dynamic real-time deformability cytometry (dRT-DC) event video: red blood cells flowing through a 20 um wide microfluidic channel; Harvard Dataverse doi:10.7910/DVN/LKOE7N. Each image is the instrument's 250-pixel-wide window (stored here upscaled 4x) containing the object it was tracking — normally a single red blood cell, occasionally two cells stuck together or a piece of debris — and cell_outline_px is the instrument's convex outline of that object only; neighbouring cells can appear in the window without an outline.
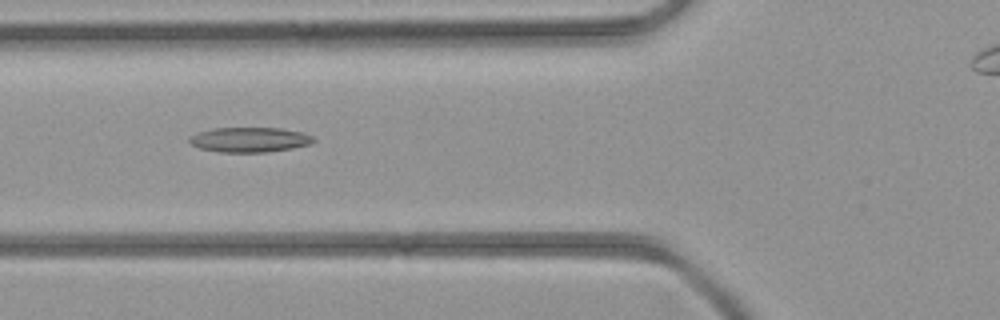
{"species": "common noctule bat (a hibernating species)", "species_latin": "Nyctalus noctula", "temperature_condition": "room temperature", "stored_images_in_passage": 39, "camera_frame_rate_fps": 3000, "um_per_image_px": 0.085, "animal": {"sex": "female", "body_mass_g": 21.9}, "frame": {"image": 1, "passage_image": 16, "time_ms": 5.0, "image_size_px": [1000, 320], "cell_outline_px": [[316, 140], [312, 144], [292, 148], [268, 152], [220, 152], [200, 148], [192, 144], [188, 140], [188, 136], [212, 128], [280, 128], [304, 132], [312, 136]], "centroid_in_image_um": [21.25, 11.87], "position_along_channel_um": 104.6, "area_um2": 18.09}}
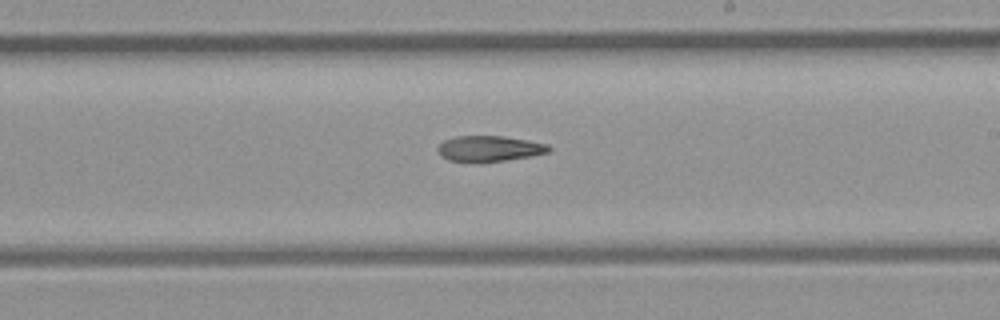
{"frame": {"image": 2, "passage_image": 25, "time_ms": 8.0, "image_size_px": [1000, 320], "cell_outline_px": [[552, 148], [548, 152], [528, 156], [504, 160], [476, 164], [448, 160], [440, 156], [436, 148], [444, 140], [456, 136], [504, 136], [528, 140], [548, 144]], "centroid_in_image_um": [41.53, 12.65], "position_along_channel_um": 247.5, "area_um2": 16.94}}
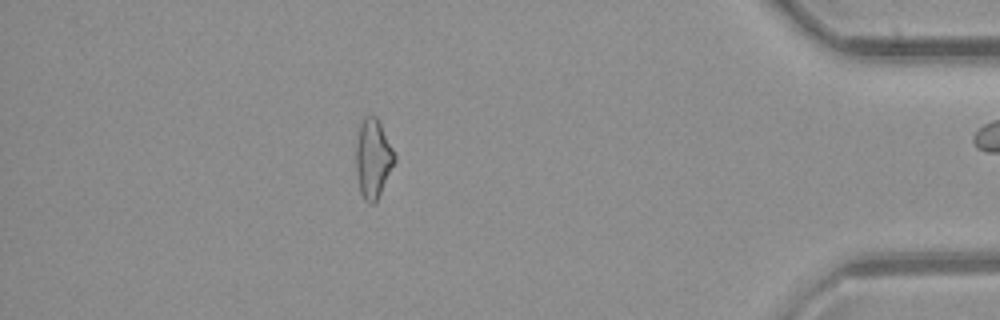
{"frame": {"image": 3, "passage_image": 38, "time_ms": 12.333, "image_size_px": [1000, 320], "cell_outline_px": [[396, 160], [376, 200], [372, 204], [368, 204], [364, 200], [360, 192], [356, 172], [356, 144], [360, 124], [364, 116], [376, 116], [380, 120], [396, 156]], "centroid_in_image_um": [31.7, 13.44], "position_along_channel_um": 403.5, "area_um2": 17.74}}